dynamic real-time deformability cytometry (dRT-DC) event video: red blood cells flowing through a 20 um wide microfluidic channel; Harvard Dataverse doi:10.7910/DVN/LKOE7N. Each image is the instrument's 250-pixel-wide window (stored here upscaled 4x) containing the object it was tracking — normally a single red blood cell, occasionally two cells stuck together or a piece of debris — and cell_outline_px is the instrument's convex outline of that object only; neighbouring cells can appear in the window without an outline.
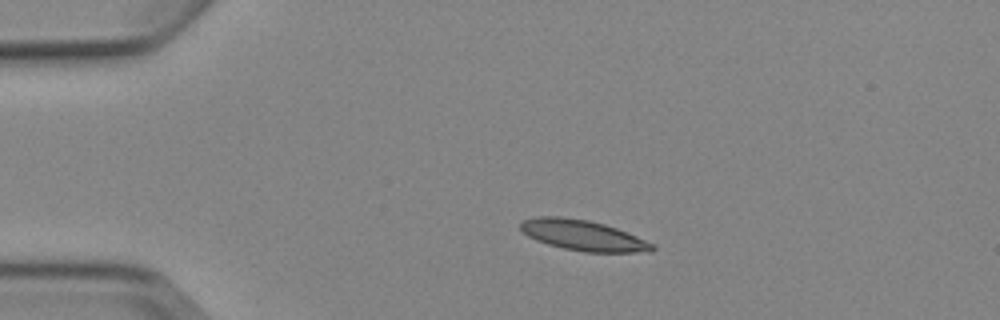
{"species": "Egyptian fruit bat (a non-hibernating species)", "species_latin": "Rousettus aegyptiacus", "temperature_condition": "cold", "stored_images_in_passage": 3, "camera_frame_rate_fps": 3000, "um_per_image_px": 0.085, "animal": {"sex": "female"}, "frame": {"image": 1, "passage_image": 2, "time_ms": 1.333, "image_size_px": [1000, 320], "cell_outline_px": [[656, 248], [652, 252], [584, 252], [564, 248], [548, 244], [536, 240], [528, 236], [520, 228], [520, 224], [524, 220], [536, 216], [560, 216], [588, 220], [604, 224], [628, 232], [656, 244]], "centroid_in_image_um": [49.61, 20.0], "position_along_channel_um": 35.4, "area_um2": 23.52}}